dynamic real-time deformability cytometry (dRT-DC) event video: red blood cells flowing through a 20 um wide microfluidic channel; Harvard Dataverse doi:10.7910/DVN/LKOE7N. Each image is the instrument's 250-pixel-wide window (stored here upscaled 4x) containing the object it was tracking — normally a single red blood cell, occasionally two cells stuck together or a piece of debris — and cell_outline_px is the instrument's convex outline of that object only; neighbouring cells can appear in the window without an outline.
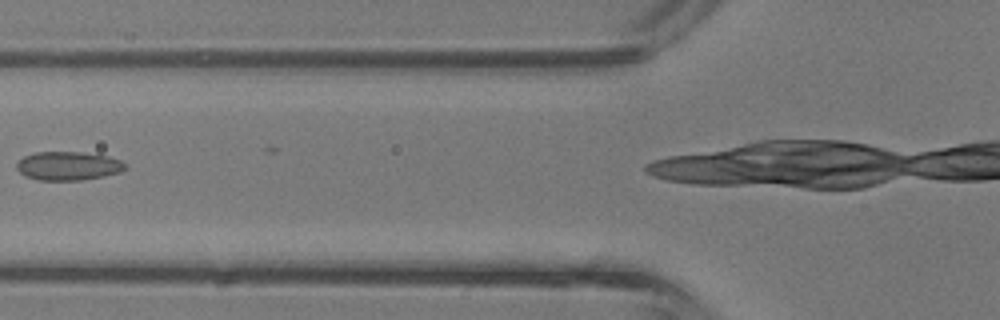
{"species": "common noctule bat (a hibernating species)", "species_latin": "Nyctalus noctula", "temperature_condition": "room temperature", "stored_images_in_passage": 4, "camera_frame_rate_fps": 3000, "um_per_image_px": 0.085, "animal": {"sex": "male", "body_mass_g": 13.3}, "frame": {"image": 1, "passage_image": 2, "time_ms": 0.333, "image_size_px": [1000, 320], "cell_outline_px": [[128, 168], [120, 172], [104, 176], [80, 180], [40, 180], [24, 176], [16, 168], [16, 164], [24, 156], [32, 152], [80, 152], [108, 156], [120, 160], [128, 164]], "centroid_in_image_um": [5.81, 14.1], "position_along_channel_um": 120.0, "area_um2": 18.26}}